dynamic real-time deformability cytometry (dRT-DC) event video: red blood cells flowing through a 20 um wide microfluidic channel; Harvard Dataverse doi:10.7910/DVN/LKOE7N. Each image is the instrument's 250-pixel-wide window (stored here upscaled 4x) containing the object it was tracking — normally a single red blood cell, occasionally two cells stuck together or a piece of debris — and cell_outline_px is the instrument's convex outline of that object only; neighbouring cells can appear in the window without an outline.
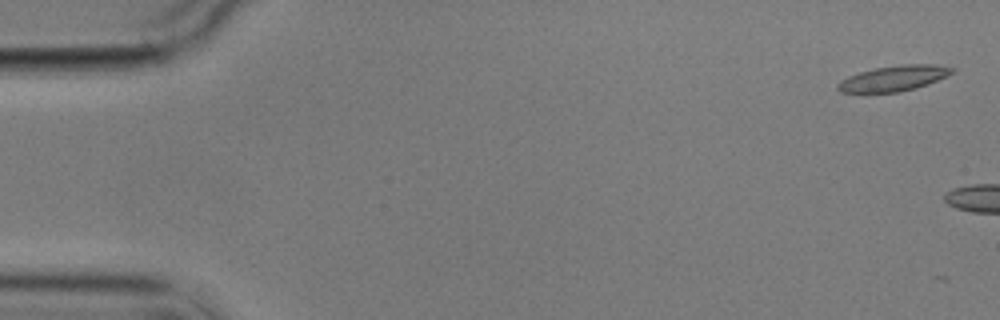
{"species": "common noctule bat (a hibernating species)", "species_latin": "Nyctalus noctula", "temperature_condition": "cold", "stored_images_in_passage": 7, "camera_frame_rate_fps": 3000, "um_per_image_px": 0.085, "animal": {"sex": "male", "body_mass_g": 17.9}, "frame": {"image": 1, "passage_image": 1, "time_ms": 0.0, "image_size_px": [1000, 320], "cell_outline_px": [[956, 68], [948, 76], [928, 84], [916, 88], [900, 92], [840, 92], [836, 88], [836, 84], [840, 80], [848, 76], [860, 72], [876, 68], [900, 64], [936, 64]], "centroid_in_image_um": [75.98, 6.65], "position_along_channel_um": 9.0, "area_um2": 17.05}}
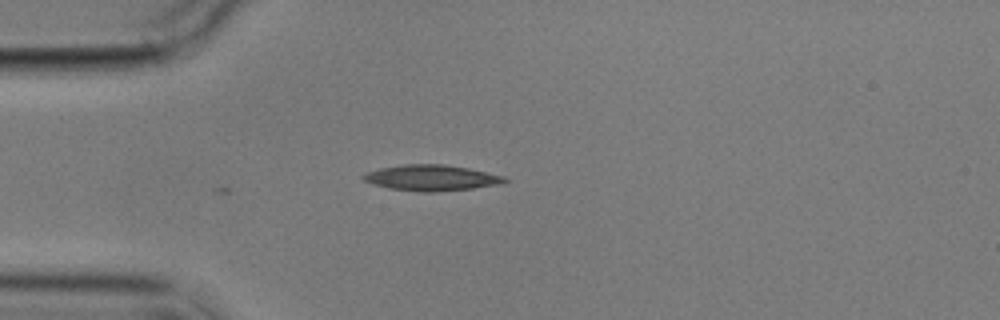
{"frame": {"image": 2, "passage_image": 6, "time_ms": 6.0, "image_size_px": [1000, 320], "cell_outline_px": [[508, 180], [504, 184], [472, 188], [432, 192], [420, 192], [388, 188], [372, 184], [364, 180], [360, 176], [368, 172], [380, 168], [404, 164], [444, 164], [468, 168], [504, 176]], "centroid_in_image_um": [36.67, 15.11], "position_along_channel_um": 48.3, "area_um2": 21.27}}